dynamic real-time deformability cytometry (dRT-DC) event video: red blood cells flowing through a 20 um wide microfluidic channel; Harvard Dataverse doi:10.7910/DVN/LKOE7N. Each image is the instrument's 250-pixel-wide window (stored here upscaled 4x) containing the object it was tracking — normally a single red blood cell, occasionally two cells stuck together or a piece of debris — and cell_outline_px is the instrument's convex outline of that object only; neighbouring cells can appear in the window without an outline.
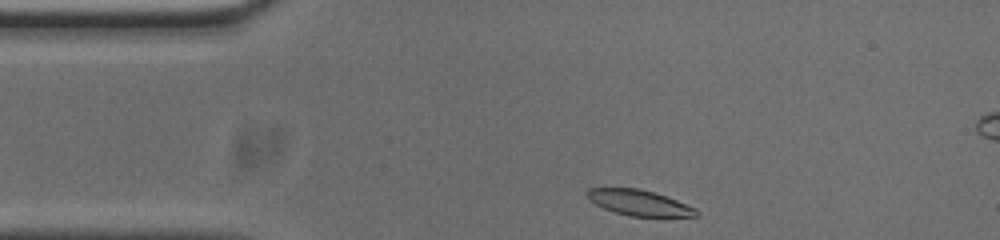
{"species": "common noctule bat (a hibernating species)", "species_latin": "Nyctalus noctula", "temperature_condition": "cold", "stored_images_in_passage": 37, "camera_frame_rate_fps": 3000, "um_per_image_px": 0.085, "animal": {"sex": "male", "body_mass_g": 20.0, "forearm_length_mm": 53.3}, "frame": {"image": 1, "passage_image": 1, "time_ms": 0.0, "image_size_px": [1000, 240], "cell_outline_px": [[700, 216], [632, 216], [616, 212], [604, 208], [588, 200], [584, 192], [588, 188], [640, 188], [676, 200], [696, 208], [700, 212]], "centroid_in_image_um": [54.3, 17.22], "position_along_channel_um": 30.7, "area_um2": 16.18}}
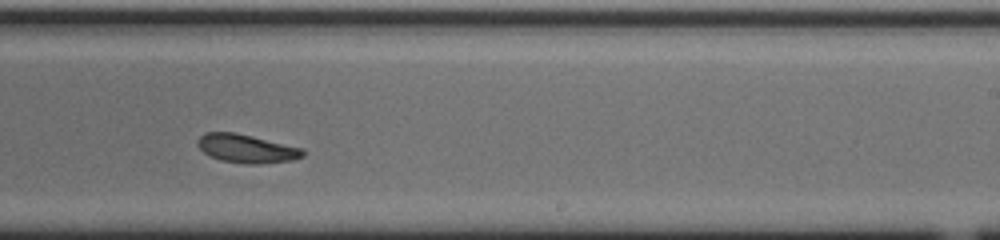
{"frame": {"image": 2, "passage_image": 23, "time_ms": 7.333, "image_size_px": [1000, 240], "cell_outline_px": [[304, 156], [292, 160], [260, 164], [244, 164], [220, 160], [208, 156], [196, 144], [200, 136], [204, 132], [236, 132], [300, 148], [304, 152]], "centroid_in_image_um": [20.9, 12.63], "position_along_channel_um": 268.1, "area_um2": 17.4}}
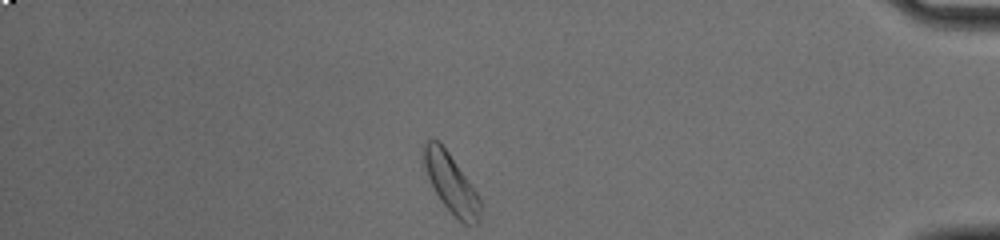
{"frame": {"image": 3, "passage_image": 37, "time_ms": 12.0, "image_size_px": [1000, 240], "cell_outline_px": [[480, 220], [476, 224], [464, 224], [440, 200], [424, 168], [424, 144], [432, 136], [440, 140], [468, 180], [476, 192], [480, 200]], "centroid_in_image_um": [38.33, 15.53], "position_along_channel_um": 396.9, "area_um2": 19.02}, "authors_computed_cell_mechanics": {"area_um2": 17.629, "velocity_mm_per_s": 3.7388, "shape_relaxation_time_tau1_ms": 4.0328, "shape_relaxation_time_tau2_ms": 6.4977, "deformation_change_tau1": 0.1159, "deformation_change_tau2": 0.125}}